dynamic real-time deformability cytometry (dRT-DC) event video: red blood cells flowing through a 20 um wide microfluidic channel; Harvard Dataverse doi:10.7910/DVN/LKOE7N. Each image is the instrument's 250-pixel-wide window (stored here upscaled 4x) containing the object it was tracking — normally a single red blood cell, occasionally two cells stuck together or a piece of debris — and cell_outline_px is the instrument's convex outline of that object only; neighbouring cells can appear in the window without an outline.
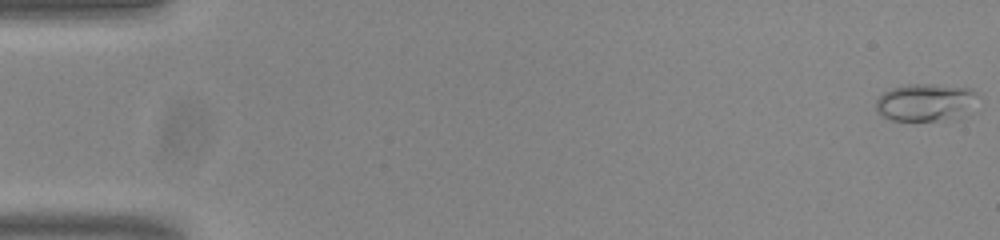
{"species": "common noctule bat (a hibernating species)", "species_latin": "Nyctalus noctula", "temperature_condition": "room temperature", "stored_images_in_passage": 54, "camera_frame_rate_fps": 3000, "um_per_image_px": 0.085, "animal": {"sex": "male", "body_mass_g": 20.0, "forearm_length_mm": 53.3}, "frame": {"image": 1, "passage_image": 1, "time_ms": 0.0, "image_size_px": [1000, 240], "cell_outline_px": [[976, 92], [960, 120], [892, 120], [876, 112], [876, 100], [884, 92], [892, 88], [908, 84], [932, 84], [972, 88]], "centroid_in_image_um": [78.61, 8.7], "position_along_channel_um": 6.4, "area_um2": 21.91}}
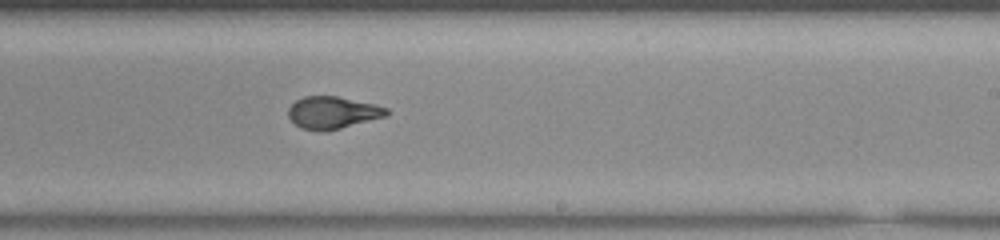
{"frame": {"image": 2, "passage_image": 33, "time_ms": 10.667, "image_size_px": [1000, 240], "cell_outline_px": [[388, 116], [324, 132], [320, 132], [300, 128], [288, 116], [288, 108], [296, 100], [304, 96], [336, 96], [372, 104], [388, 108]], "centroid_in_image_um": [28.25, 9.58], "position_along_channel_um": 260.7, "area_um2": 18.38}}
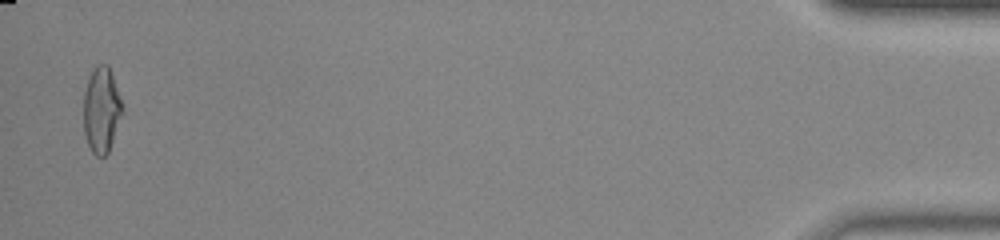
{"frame": {"image": 3, "passage_image": 53, "time_ms": 17.333, "image_size_px": [1000, 240], "cell_outline_px": [[124, 108], [108, 152], [104, 156], [96, 156], [92, 152], [88, 144], [84, 132], [84, 92], [92, 68], [96, 64], [108, 64]], "centroid_in_image_um": [8.62, 9.32], "position_along_channel_um": 426.6, "area_um2": 19.19}, "authors_computed_cell_mechanics": {"area_um2": 18.7272, "velocity_mm_per_s": 3.8306, "shape_relaxation_time_tau1_ms": null, "shape_relaxation_time_tau2_ms": 0.6646, "deformation_change_tau1": null, "deformation_change_tau2": 0.0502}}